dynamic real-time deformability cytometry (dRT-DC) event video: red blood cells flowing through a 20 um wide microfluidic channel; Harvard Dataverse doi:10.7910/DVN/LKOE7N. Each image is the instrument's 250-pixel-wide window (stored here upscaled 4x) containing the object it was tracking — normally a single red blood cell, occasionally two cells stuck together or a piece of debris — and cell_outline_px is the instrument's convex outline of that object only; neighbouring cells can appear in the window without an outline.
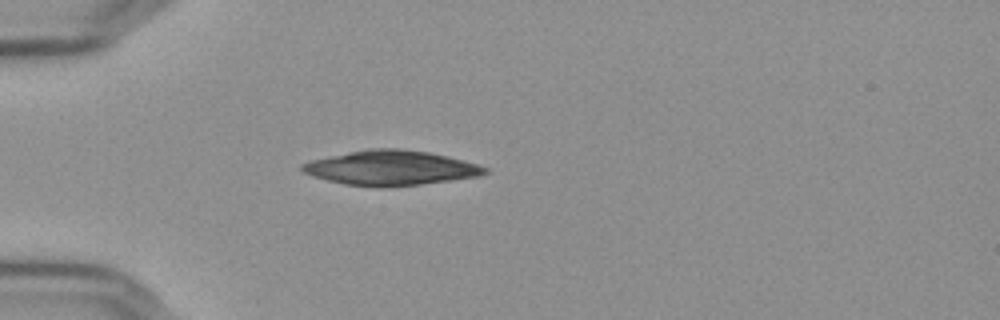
{"species": "Egyptian fruit bat (a non-hibernating species)", "species_latin": "Rousettus aegyptiacus", "temperature_condition": "cold", "stored_images_in_passage": 40, "camera_frame_rate_fps": 3000, "um_per_image_px": 0.085, "frame": {"image": 1, "passage_image": 1, "time_ms": 0.0, "image_size_px": [1000, 320], "cell_outline_px": [[488, 172], [480, 176], [452, 180], [420, 184], [380, 188], [344, 184], [312, 176], [304, 172], [300, 168], [300, 164], [312, 160], [372, 148], [396, 148], [428, 152], [448, 156], [464, 160], [488, 168]], "centroid_in_image_um": [33.24, 14.28], "position_along_channel_um": 51.8, "area_um2": 36.76}}
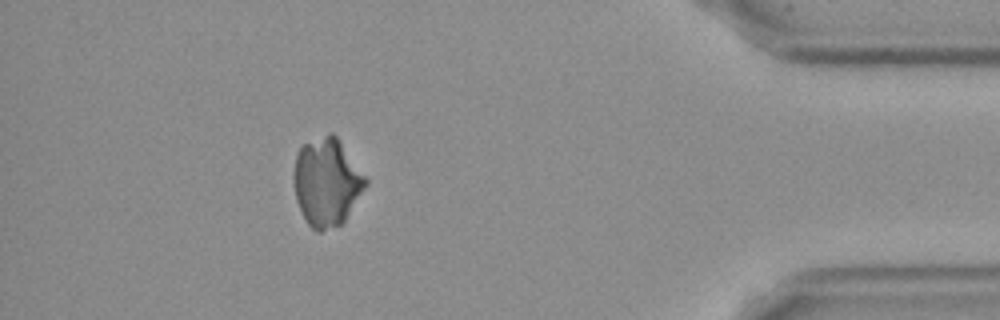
{"frame": {"image": 2, "passage_image": 35, "time_ms": 11.333, "image_size_px": [1000, 320], "cell_outline_px": [[368, 184], [344, 220], [340, 224], [320, 232], [316, 232], [308, 224], [296, 200], [292, 176], [296, 152], [304, 144], [328, 132], [332, 132], [336, 136], [368, 180]], "centroid_in_image_um": [27.75, 15.46], "position_along_channel_um": 407.5, "area_um2": 36.65}}